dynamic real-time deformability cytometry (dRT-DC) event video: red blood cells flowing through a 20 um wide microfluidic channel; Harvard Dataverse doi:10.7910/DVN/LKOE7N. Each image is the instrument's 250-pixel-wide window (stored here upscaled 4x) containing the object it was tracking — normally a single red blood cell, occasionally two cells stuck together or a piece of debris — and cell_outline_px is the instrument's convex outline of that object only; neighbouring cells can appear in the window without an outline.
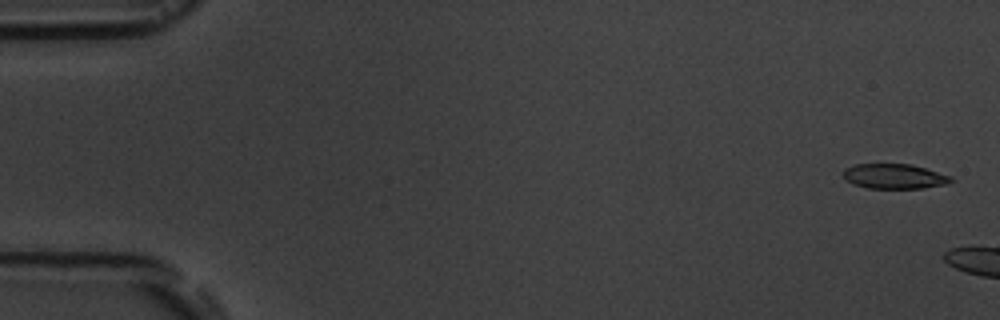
{"species": "common noctule bat (a hibernating species)", "species_latin": "Nyctalus noctula", "temperature_condition": "room temperature", "stored_images_in_passage": 7, "segment_of_instrument_passage": [2, 2], "camera_frame_rate_fps": 3000, "um_per_image_px": 0.085, "animal": {"sex": "male", "body_mass_g": 19.5, "forearm_length_mm": 54.6}, "frame": {"image": 1, "passage_image": 7, "time_ms": 6.667, "image_size_px": [1000, 320], "cell_outline_px": [[952, 180], [948, 184], [924, 188], [868, 188], [852, 184], [844, 180], [840, 172], [844, 168], [852, 164], [912, 164], [952, 176]], "centroid_in_image_um": [75.95, 14.98], "position_along_channel_um": 9.0, "area_um2": 15.95}}